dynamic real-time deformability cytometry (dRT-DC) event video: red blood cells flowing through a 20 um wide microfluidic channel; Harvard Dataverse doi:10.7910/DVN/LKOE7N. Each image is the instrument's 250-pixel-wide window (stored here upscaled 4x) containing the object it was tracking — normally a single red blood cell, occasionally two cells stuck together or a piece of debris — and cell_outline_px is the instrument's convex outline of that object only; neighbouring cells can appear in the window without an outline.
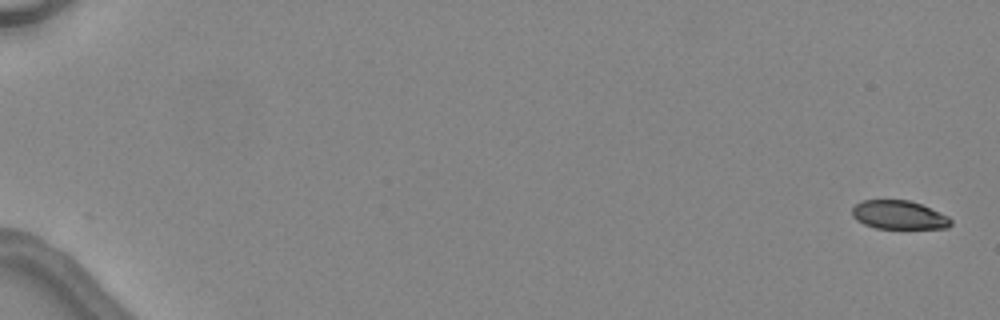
{"species": "common noctule bat (a hibernating species)", "species_latin": "Nyctalus noctula", "temperature_condition": "warm", "stored_images_in_passage": 7, "camera_frame_rate_fps": 3000, "um_per_image_px": 0.085, "animal": {"sex": "female", "body_mass_g": 24.6, "forearm_length_mm": 56.2}, "frame": {"image": 1, "passage_image": 1, "time_ms": 0.0, "image_size_px": [1000, 320], "cell_outline_px": [[952, 224], [948, 228], [876, 228], [864, 224], [856, 220], [852, 216], [852, 208], [856, 204], [864, 200], [908, 200], [920, 204], [948, 216], [952, 220]], "centroid_in_image_um": [76.4, 18.27], "position_along_channel_um": 8.6, "area_um2": 16.36}}
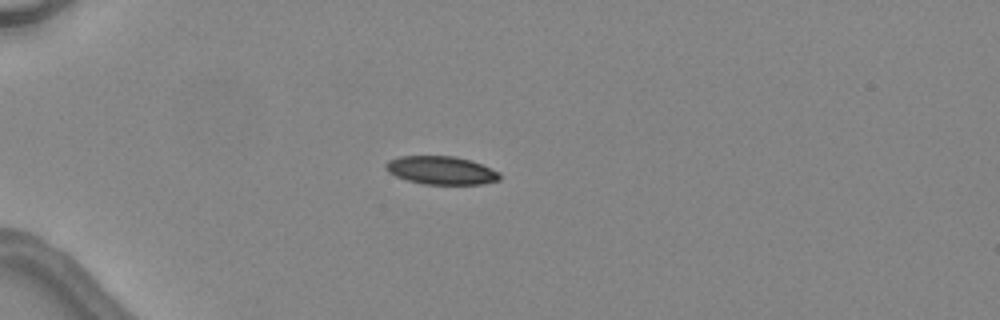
{"frame": {"image": 2, "passage_image": 5, "time_ms": 4.667, "image_size_px": [1000, 320], "cell_outline_px": [[500, 180], [480, 184], [424, 184], [408, 180], [396, 176], [388, 172], [384, 168], [384, 164], [388, 160], [400, 156], [456, 156], [480, 164], [500, 172]], "centroid_in_image_um": [37.47, 14.47], "position_along_channel_um": 47.5, "area_um2": 18.67}}